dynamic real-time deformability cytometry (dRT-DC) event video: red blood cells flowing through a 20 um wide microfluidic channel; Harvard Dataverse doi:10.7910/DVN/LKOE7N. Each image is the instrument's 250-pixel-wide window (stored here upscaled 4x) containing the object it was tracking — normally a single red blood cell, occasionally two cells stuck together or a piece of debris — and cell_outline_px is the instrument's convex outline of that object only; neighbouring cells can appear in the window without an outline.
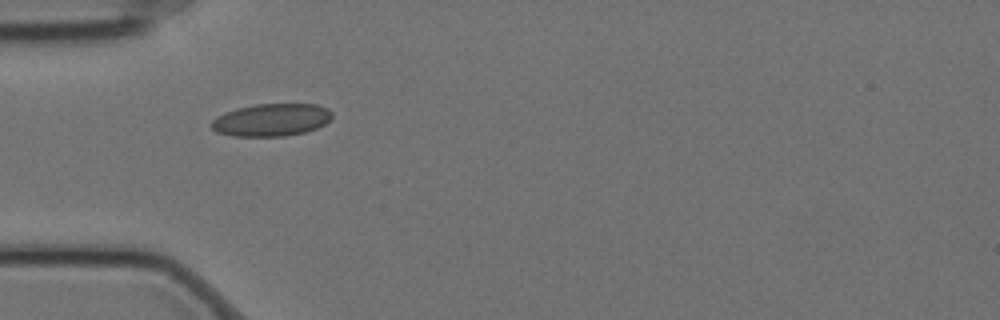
{"species": "Egyptian fruit bat (a non-hibernating species)", "species_latin": "Rousettus aegyptiacus", "temperature_condition": "cold", "stored_images_in_passage": 6, "camera_frame_rate_fps": 3000, "um_per_image_px": 0.085, "animal": {"sex": "female"}, "frame": {"image": 1, "passage_image": 1, "time_ms": 0.0, "image_size_px": [1000, 320], "cell_outline_px": [[332, 120], [316, 128], [304, 132], [284, 136], [232, 136], [216, 132], [212, 128], [212, 120], [216, 116], [224, 112], [236, 108], [256, 104], [316, 104], [328, 108], [332, 112]], "centroid_in_image_um": [23.07, 10.18], "position_along_channel_um": 61.9, "area_um2": 23.0}}
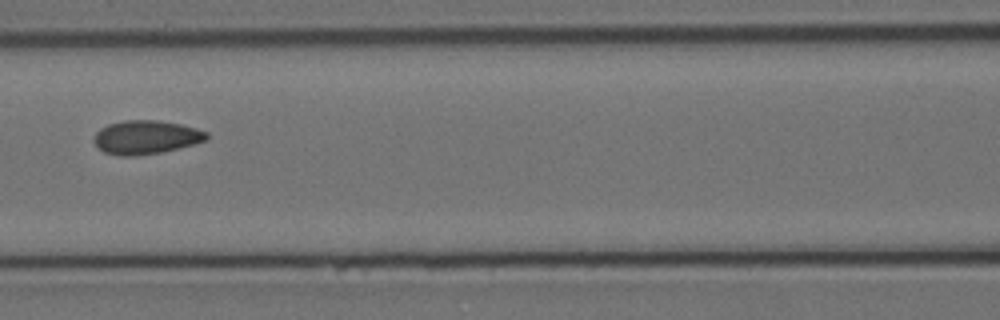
{"frame": {"image": 2, "passage_image": 3, "time_ms": 0.667, "image_size_px": [1000, 320], "cell_outline_px": [[208, 136], [204, 140], [192, 144], [160, 152], [136, 156], [120, 156], [104, 152], [92, 140], [96, 132], [100, 128], [108, 124], [124, 120], [156, 120], [180, 124], [196, 128], [208, 132]], "centroid_in_image_um": [12.36, 11.66], "position_along_channel_um": 154.2, "area_um2": 21.91}}
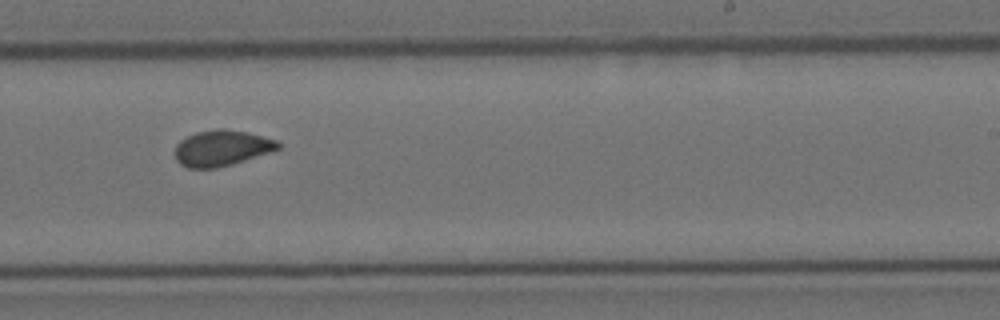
{"frame": {"image": 3, "passage_image": 6, "time_ms": 1.667, "image_size_px": [1000, 320], "cell_outline_px": [[280, 148], [272, 152], [232, 164], [216, 168], [188, 168], [180, 164], [176, 160], [176, 144], [180, 140], [196, 132], [216, 128], [224, 128], [248, 132], [276, 140], [280, 144]], "centroid_in_image_um": [18.85, 12.58], "position_along_channel_um": 270.1, "area_um2": 21.62}}